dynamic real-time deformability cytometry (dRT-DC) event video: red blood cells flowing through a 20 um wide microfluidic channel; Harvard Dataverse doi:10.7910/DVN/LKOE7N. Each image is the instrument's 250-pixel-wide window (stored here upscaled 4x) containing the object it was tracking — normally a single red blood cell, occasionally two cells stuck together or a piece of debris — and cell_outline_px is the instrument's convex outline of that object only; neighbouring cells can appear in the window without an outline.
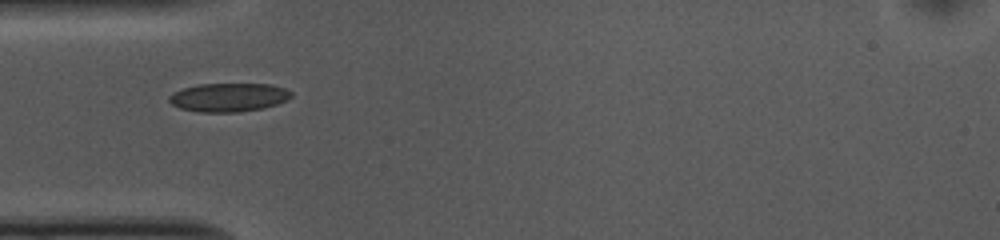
{"species": "common noctule bat (a hibernating species)", "species_latin": "Nyctalus noctula", "temperature_condition": "cold", "stored_images_in_passage": 39, "camera_frame_rate_fps": 3000, "um_per_image_px": 0.085, "animal": {"sex": "female", "body_mass_g": 10.0, "forearm_length_mm": 53.1}, "frame": {"image": 1, "passage_image": 1, "time_ms": 0.0, "image_size_px": [1000, 240], "cell_outline_px": [[292, 96], [276, 104], [264, 108], [240, 112], [196, 112], [180, 108], [172, 104], [168, 100], [168, 96], [172, 92], [184, 88], [200, 84], [272, 84], [284, 88], [292, 92]], "centroid_in_image_um": [19.41, 8.28], "position_along_channel_um": 65.6, "area_um2": 20.4}}
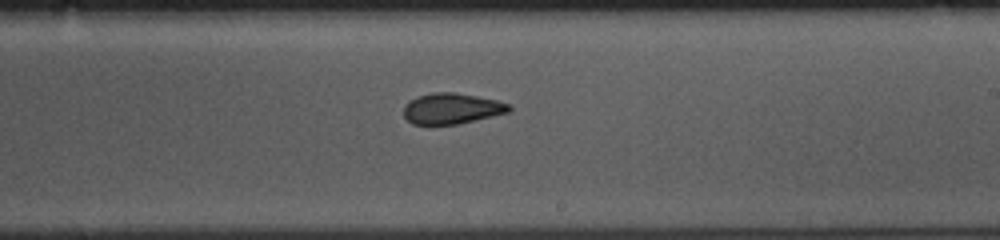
{"frame": {"image": 2, "passage_image": 16, "time_ms": 5.0, "image_size_px": [1000, 240], "cell_outline_px": [[512, 112], [456, 124], [428, 128], [412, 124], [404, 116], [404, 104], [408, 100], [416, 96], [432, 92], [452, 92], [476, 96], [496, 100], [508, 104], [512, 108]], "centroid_in_image_um": [38.33, 9.26], "position_along_channel_um": 250.7, "area_um2": 19.59}}
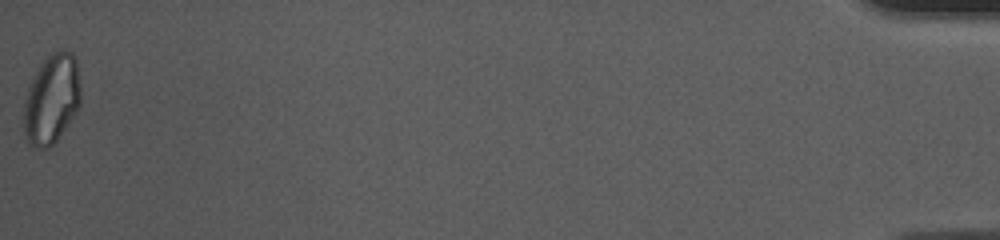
{"frame": {"image": 3, "passage_image": 39, "time_ms": 12.667, "image_size_px": [1000, 240], "cell_outline_px": [[80, 104], [76, 112], [56, 140], [48, 148], [36, 148], [28, 144], [24, 140], [24, 100], [28, 88], [40, 64], [48, 52], [72, 52], [76, 60], [80, 84]], "centroid_in_image_um": [4.37, 8.44], "position_along_channel_um": 430.8, "area_um2": 29.65}, "authors_computed_cell_mechanics": {"area_um2": 19.941, "velocity_mm_per_s": 3.689, "shape_relaxation_time_tau1_ms": 6.5548, "shape_relaxation_time_tau2_ms": 2.2741, "deformation_change_tau1": 0.1293, "deformation_change_tau2": 0.0732}}